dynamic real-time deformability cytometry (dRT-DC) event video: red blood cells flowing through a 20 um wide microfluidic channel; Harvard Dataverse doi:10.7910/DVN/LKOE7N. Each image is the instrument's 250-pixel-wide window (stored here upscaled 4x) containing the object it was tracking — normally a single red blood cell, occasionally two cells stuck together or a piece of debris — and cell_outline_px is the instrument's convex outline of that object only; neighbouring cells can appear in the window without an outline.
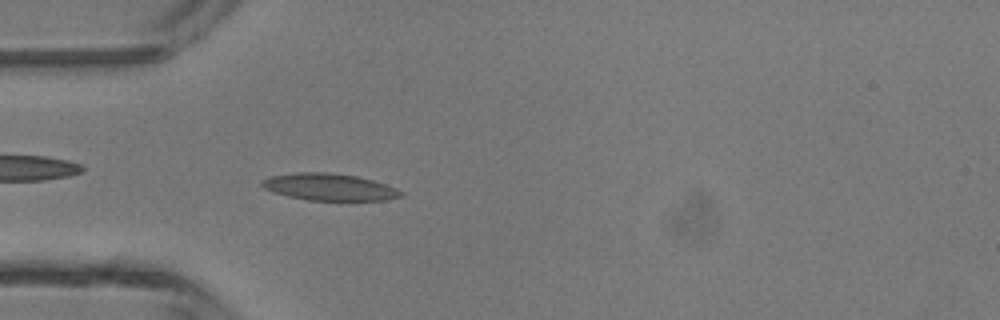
{"species": "common noctule bat (a hibernating species)", "species_latin": "Nyctalus noctula", "temperature_condition": "room temperature", "stored_images_in_passage": 46, "camera_frame_rate_fps": 3000, "um_per_image_px": 0.085, "animal": {"sex": "male", "body_mass_g": 13.3}, "frame": {"image": 1, "passage_image": 13, "time_ms": 4.0, "image_size_px": [1000, 320], "cell_outline_px": [[404, 196], [388, 200], [308, 200], [288, 196], [272, 192], [264, 188], [260, 184], [260, 180], [272, 176], [296, 172], [328, 172], [356, 176], [372, 180], [396, 188], [404, 192]], "centroid_in_image_um": [27.99, 15.9], "position_along_channel_um": 57.0, "area_um2": 21.85}}
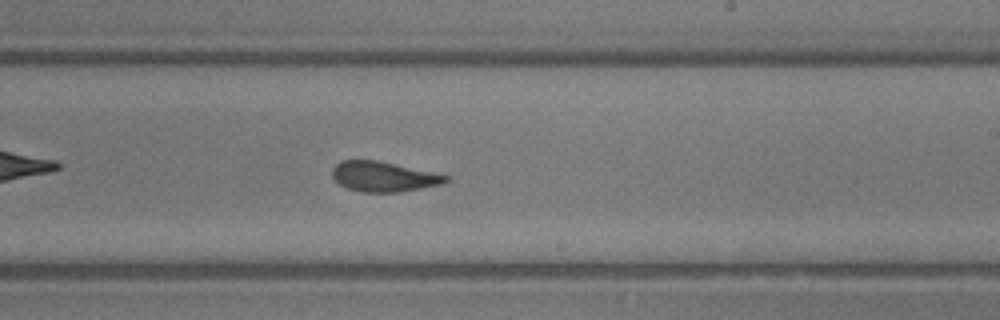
{"frame": {"image": 2, "passage_image": 27, "time_ms": 8.667, "image_size_px": [1000, 320], "cell_outline_px": [[448, 180], [444, 184], [400, 192], [360, 192], [348, 188], [340, 184], [332, 176], [332, 168], [340, 160], [376, 160], [432, 172], [448, 176]], "centroid_in_image_um": [32.59, 15.02], "position_along_channel_um": 256.4, "area_um2": 19.77}}
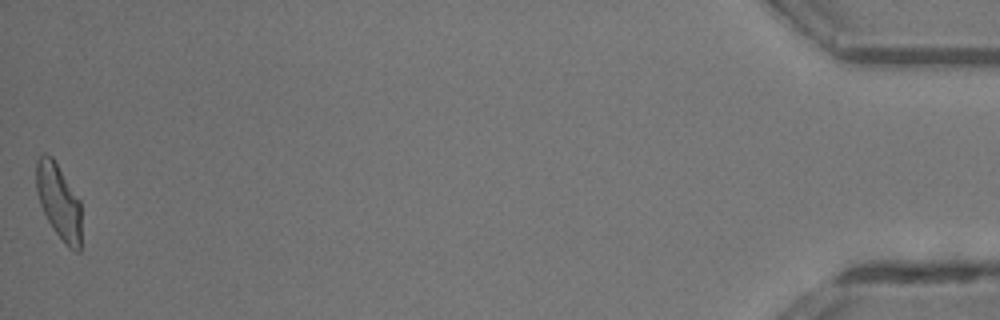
{"frame": {"image": 3, "passage_image": 46, "time_ms": 15.0, "image_size_px": [1000, 320], "cell_outline_px": [[80, 252], [76, 252], [68, 248], [64, 244], [52, 228], [40, 204], [36, 192], [36, 160], [44, 152], [52, 156], [80, 200]], "centroid_in_image_um": [4.98, 17.13], "position_along_channel_um": 430.2, "area_um2": 19.83}, "authors_computed_cell_mechanics": {"area_um2": 20.3167, "velocity_mm_per_s": 4.3589, "shape_relaxation_time_tau1_ms": 3.7614, "shape_relaxation_time_tau2_ms": 1.7739, "deformation_change_tau1": 0.16, "deformation_change_tau2": 0.0932}}